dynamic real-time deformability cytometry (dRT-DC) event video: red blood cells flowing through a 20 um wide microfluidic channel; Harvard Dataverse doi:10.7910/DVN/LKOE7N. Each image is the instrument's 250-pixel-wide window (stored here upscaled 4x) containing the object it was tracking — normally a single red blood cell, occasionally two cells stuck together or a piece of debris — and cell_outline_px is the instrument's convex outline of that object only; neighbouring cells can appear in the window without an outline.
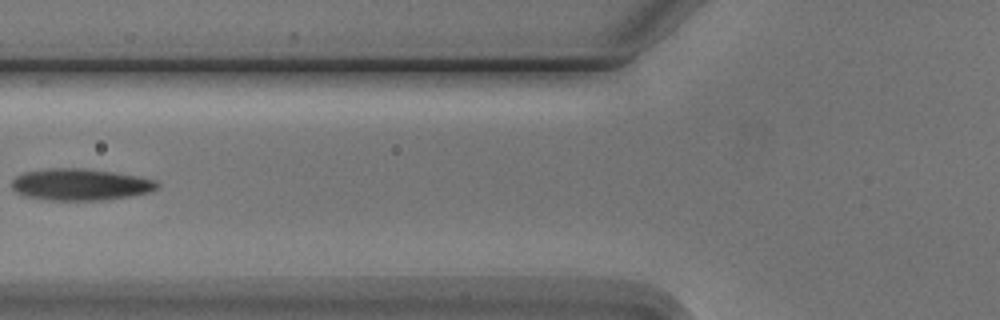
{"species": "Egyptian fruit bat (a non-hibernating species)", "species_latin": "Rousettus aegyptiacus", "temperature_condition": "cold", "stored_images_in_passage": 7, "camera_frame_rate_fps": 3000, "um_per_image_px": 0.085, "animal": {"sex": "male"}, "frame": {"image": 1, "passage_image": 5, "time_ms": 4.667, "image_size_px": [1000, 320], "cell_outline_px": [[160, 188], [152, 192], [132, 196], [104, 200], [48, 200], [24, 196], [16, 192], [12, 188], [12, 180], [16, 176], [24, 172], [48, 168], [84, 168], [112, 172], [136, 176], [156, 180], [160, 184]], "centroid_in_image_um": [6.86, 15.69], "position_along_channel_um": 118.9, "area_um2": 27.11}}
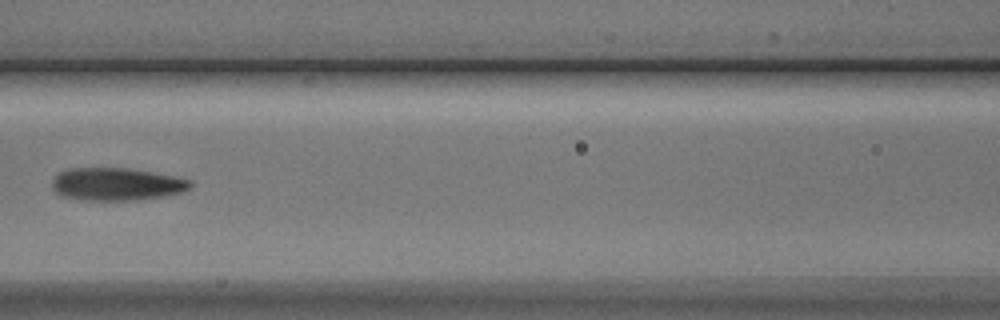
{"frame": {"image": 2, "passage_image": 6, "time_ms": 5.667, "image_size_px": [1000, 320], "cell_outline_px": [[192, 188], [184, 192], [164, 196], [136, 200], [80, 200], [64, 196], [56, 192], [52, 188], [52, 180], [60, 172], [68, 168], [128, 168], [176, 176], [192, 180]], "centroid_in_image_um": [9.95, 15.65], "position_along_channel_um": 156.7, "area_um2": 26.53}}